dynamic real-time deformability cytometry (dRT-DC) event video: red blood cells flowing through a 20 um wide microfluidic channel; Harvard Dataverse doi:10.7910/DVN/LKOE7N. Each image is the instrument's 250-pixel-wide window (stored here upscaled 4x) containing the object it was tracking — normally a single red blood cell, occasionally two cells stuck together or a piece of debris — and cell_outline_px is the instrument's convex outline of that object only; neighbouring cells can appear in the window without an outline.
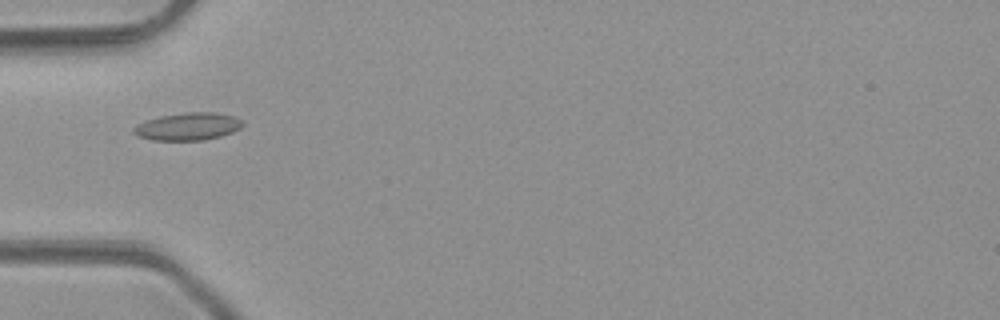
{"species": "common noctule bat (a hibernating species)", "species_latin": "Nyctalus noctula", "temperature_condition": "room temperature", "stored_images_in_passage": 5, "camera_frame_rate_fps": 3000, "um_per_image_px": 0.085, "animal": {"sex": "male", "body_mass_g": 23.1, "forearm_length_mm": 52.7}, "frame": {"image": 1, "passage_image": 5, "time_ms": 5.333, "image_size_px": [1000, 320], "cell_outline_px": [[244, 124], [240, 128], [232, 132], [220, 136], [204, 140], [152, 140], [136, 136], [132, 132], [132, 128], [136, 124], [160, 116], [184, 112], [216, 112], [236, 116]], "centroid_in_image_um": [15.96, 10.75], "position_along_channel_um": 69.0, "area_um2": 17.63}}